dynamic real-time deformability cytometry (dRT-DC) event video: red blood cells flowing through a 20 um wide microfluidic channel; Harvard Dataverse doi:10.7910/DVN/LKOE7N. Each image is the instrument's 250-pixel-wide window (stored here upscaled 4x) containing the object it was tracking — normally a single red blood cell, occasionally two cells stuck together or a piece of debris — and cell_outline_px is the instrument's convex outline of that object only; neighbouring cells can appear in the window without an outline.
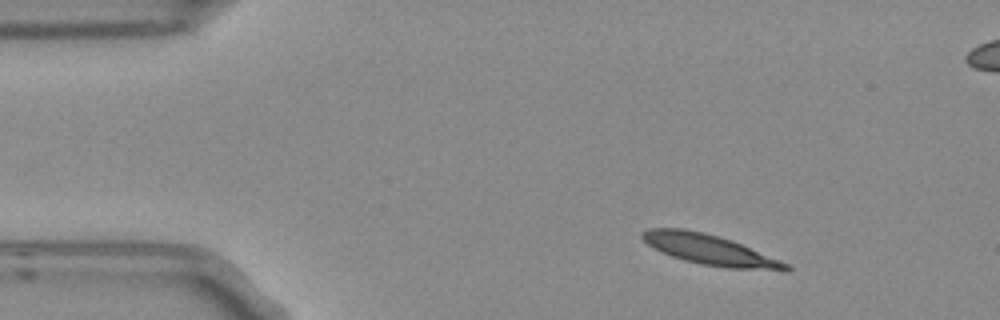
{"species": "Egyptian fruit bat (a non-hibernating species)", "species_latin": "Rousettus aegyptiacus", "temperature_condition": "room temperature", "stored_images_in_passage": 4, "segment_of_instrument_passage": [1, 2], "camera_frame_rate_fps": 3000, "um_per_image_px": 0.085, "frame": {"image": 1, "passage_image": 1, "time_ms": 0.0, "image_size_px": [1000, 320], "cell_outline_px": [[792, 268], [788, 272], [784, 272], [724, 268], [700, 264], [684, 260], [660, 252], [652, 248], [640, 236], [640, 232], [648, 228], [684, 228], [704, 232], [732, 240], [788, 264]], "centroid_in_image_um": [60.34, 21.25], "position_along_channel_um": 24.7, "area_um2": 25.72}}